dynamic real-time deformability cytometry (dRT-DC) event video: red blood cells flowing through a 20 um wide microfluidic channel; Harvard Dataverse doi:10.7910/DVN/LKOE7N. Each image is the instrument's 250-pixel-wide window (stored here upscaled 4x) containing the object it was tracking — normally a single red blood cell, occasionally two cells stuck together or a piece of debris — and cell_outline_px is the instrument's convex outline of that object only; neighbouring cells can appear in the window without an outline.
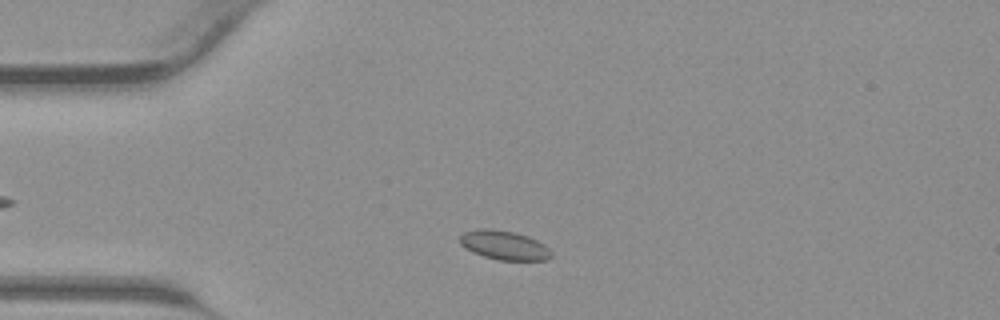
{"species": "common noctule bat (a hibernating species)", "species_latin": "Nyctalus noctula", "temperature_condition": "warm", "stored_images_in_passage": 27, "camera_frame_rate_fps": 3000, "um_per_image_px": 0.085, "animal": {"sex": "male", "body_mass_g": 23.1, "forearm_length_mm": 52.7}, "frame": {"image": 1, "passage_image": 4, "time_ms": 1.0, "image_size_px": [1000, 320], "cell_outline_px": [[552, 256], [548, 260], [500, 260], [484, 256], [472, 252], [464, 248], [460, 244], [460, 236], [464, 232], [480, 228], [492, 228], [516, 232], [528, 236], [544, 244], [552, 252]], "centroid_in_image_um": [42.85, 20.83], "position_along_channel_um": 42.1, "area_um2": 15.66}}
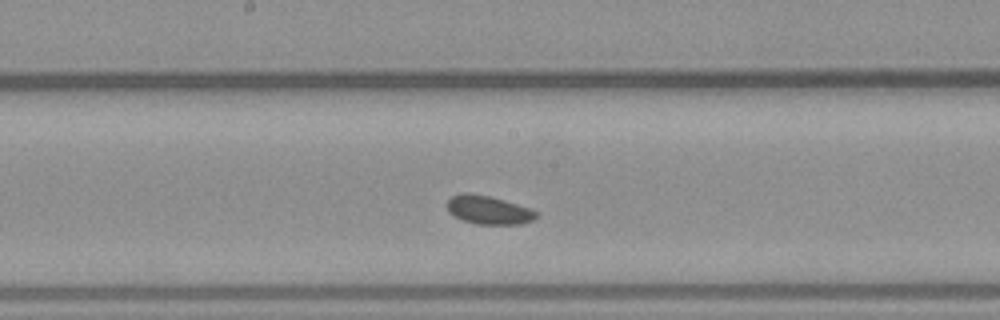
{"frame": {"image": 2, "passage_image": 16, "time_ms": 5.0, "image_size_px": [1000, 320], "cell_outline_px": [[536, 216], [532, 220], [520, 224], [476, 224], [464, 220], [448, 212], [444, 204], [452, 196], [460, 192], [472, 192], [492, 196], [532, 208], [536, 212]], "centroid_in_image_um": [41.48, 17.81], "position_along_channel_um": 206.7, "area_um2": 15.09}}
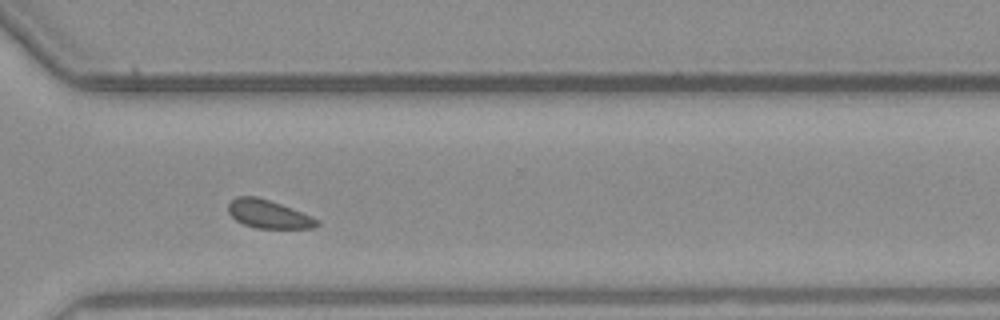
{"frame": {"image": 3, "passage_image": 25, "time_ms": 8.0, "image_size_px": [1000, 320], "cell_outline_px": [[320, 224], [312, 228], [256, 228], [244, 224], [236, 220], [228, 212], [228, 204], [236, 196], [256, 196], [292, 208], [312, 216], [320, 220]], "centroid_in_image_um": [22.83, 18.2], "position_along_channel_um": 347.8, "area_um2": 14.57}}